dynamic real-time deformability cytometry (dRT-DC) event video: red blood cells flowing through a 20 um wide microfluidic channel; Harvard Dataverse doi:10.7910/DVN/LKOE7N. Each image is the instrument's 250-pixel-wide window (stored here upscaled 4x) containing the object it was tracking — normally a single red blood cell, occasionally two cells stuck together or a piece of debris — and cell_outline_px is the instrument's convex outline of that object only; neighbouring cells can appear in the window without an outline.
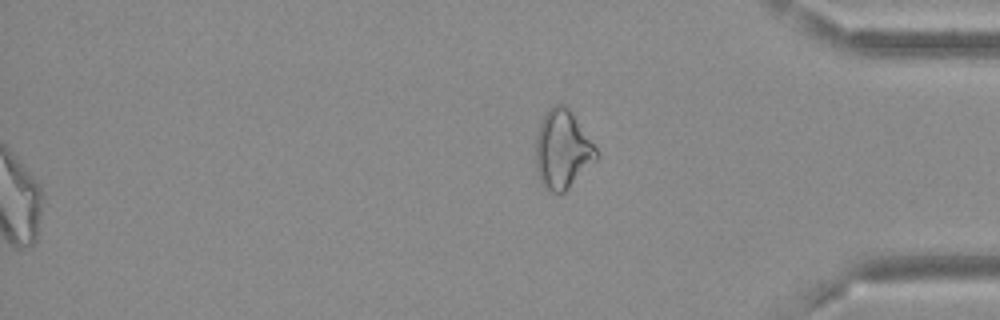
{"species": "Egyptian fruit bat (a non-hibernating species)", "species_latin": "Rousettus aegyptiacus", "temperature_condition": "cold", "stored_images_in_passage": 54, "segment_of_instrument_passage": [2, 2], "camera_frame_rate_fps": 3000, "um_per_image_px": 0.085, "frame": {"image": 1, "passage_image": 54, "time_ms": 17.667, "image_size_px": [1000, 320], "cell_outline_px": [[600, 156], [564, 192], [548, 192], [540, 184], [536, 172], [536, 132], [548, 108], [556, 104], [564, 104], [572, 112], [596, 148]], "centroid_in_image_um": [47.78, 12.72], "position_along_channel_um": 387.4, "area_um2": 27.74}}